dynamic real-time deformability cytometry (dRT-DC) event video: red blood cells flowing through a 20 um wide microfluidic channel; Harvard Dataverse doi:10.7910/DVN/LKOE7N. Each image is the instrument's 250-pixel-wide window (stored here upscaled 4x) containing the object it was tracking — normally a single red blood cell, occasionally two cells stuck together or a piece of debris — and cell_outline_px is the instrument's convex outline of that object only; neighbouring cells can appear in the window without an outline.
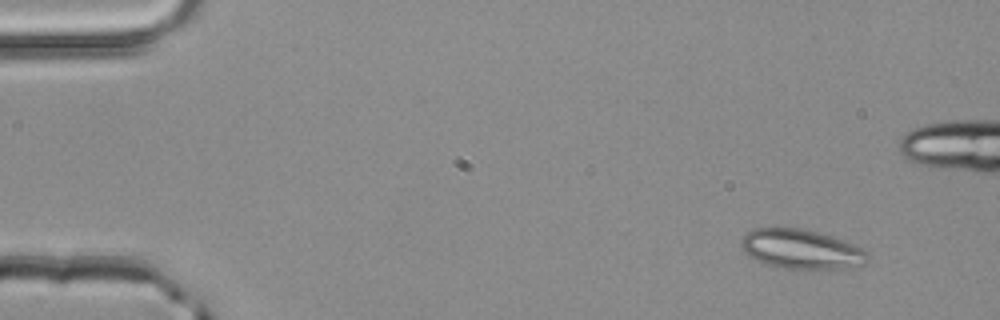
{"species": "common noctule bat (a hibernating species)", "species_latin": "Nyctalus noctula", "temperature_condition": "room temperature", "stored_images_in_passage": 4, "camera_frame_rate_fps": 3000, "um_per_image_px": 0.085, "animal": {"sex": "male", "body_mass_g": 20.4}, "frame": {"image": 1, "passage_image": 1, "time_ms": 0.0, "image_size_px": [1000, 320], "cell_outline_px": [[868, 260], [864, 264], [844, 268], [784, 268], [764, 264], [748, 256], [744, 252], [740, 244], [740, 240], [752, 228], [800, 228], [816, 232], [852, 244], [868, 252]], "centroid_in_image_um": [68.04, 21.18], "position_along_channel_um": 17.0, "area_um2": 28.67}}